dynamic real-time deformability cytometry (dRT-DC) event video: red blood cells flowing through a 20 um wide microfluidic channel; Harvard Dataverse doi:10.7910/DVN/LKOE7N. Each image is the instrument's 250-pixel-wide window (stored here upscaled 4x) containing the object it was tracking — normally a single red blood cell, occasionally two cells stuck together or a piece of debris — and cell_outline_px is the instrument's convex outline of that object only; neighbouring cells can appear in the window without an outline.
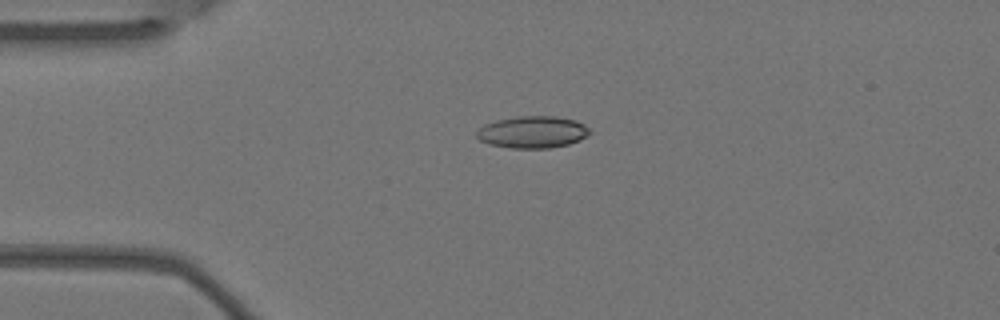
{"species": "Egyptian fruit bat (a non-hibernating species)", "species_latin": "Rousettus aegyptiacus", "temperature_condition": "warm", "stored_images_in_passage": 6, "camera_frame_rate_fps": 3000, "um_per_image_px": 0.085, "animal": {"sex": "female"}, "frame": {"image": 1, "passage_image": 4, "time_ms": 1.0, "image_size_px": [1000, 320], "cell_outline_px": [[592, 132], [588, 136], [580, 140], [568, 144], [552, 148], [508, 148], [488, 144], [480, 140], [476, 136], [476, 132], [484, 124], [496, 120], [516, 116], [556, 116], [576, 120], [584, 124]], "centroid_in_image_um": [45.28, 11.23], "position_along_channel_um": 39.7, "area_um2": 21.33}}